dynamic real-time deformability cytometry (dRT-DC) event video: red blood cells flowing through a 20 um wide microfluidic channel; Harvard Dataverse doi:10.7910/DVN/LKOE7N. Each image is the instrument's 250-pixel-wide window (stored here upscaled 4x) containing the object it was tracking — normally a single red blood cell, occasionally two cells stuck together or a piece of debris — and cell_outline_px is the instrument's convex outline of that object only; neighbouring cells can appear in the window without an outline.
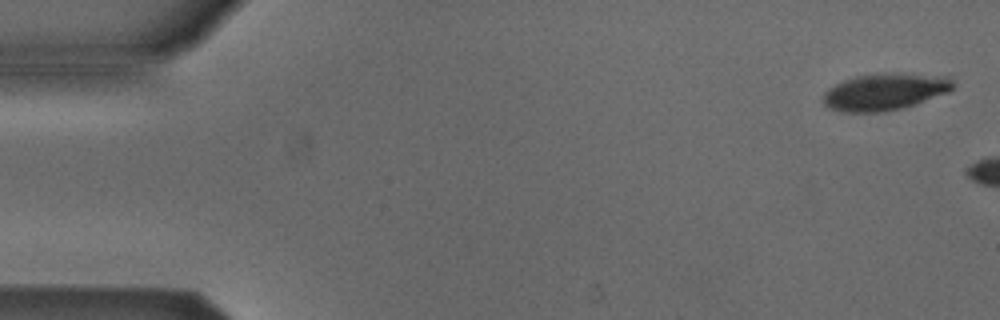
{"species": "Egyptian fruit bat (a non-hibernating species)", "species_latin": "Rousettus aegyptiacus", "temperature_condition": "cold", "stored_images_in_passage": 6, "segment_of_instrument_passage": [2, 2], "camera_frame_rate_fps": 3000, "um_per_image_px": 0.085, "animal": {"sex": "male"}, "frame": {"image": 1, "passage_image": 6, "time_ms": 1.667, "image_size_px": [1000, 320], "cell_outline_px": [[956, 84], [948, 92], [900, 108], [884, 112], [844, 112], [832, 108], [824, 104], [824, 92], [828, 88], [844, 80], [856, 76], [888, 72], [948, 76]], "centroid_in_image_um": [75.22, 7.78], "position_along_channel_um": 9.8, "area_um2": 27.63}}